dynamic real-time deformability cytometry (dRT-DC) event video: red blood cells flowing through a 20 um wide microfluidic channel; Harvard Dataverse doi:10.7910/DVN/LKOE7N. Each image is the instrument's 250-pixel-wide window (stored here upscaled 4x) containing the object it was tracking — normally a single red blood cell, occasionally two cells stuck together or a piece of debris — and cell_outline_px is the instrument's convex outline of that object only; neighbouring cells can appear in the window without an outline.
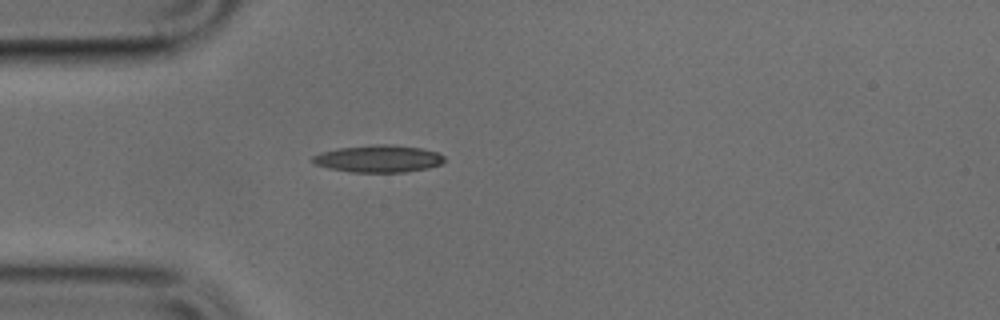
{"species": "common noctule bat (a hibernating species)", "species_latin": "Nyctalus noctula", "temperature_condition": "cold", "stored_images_in_passage": 16, "camera_frame_rate_fps": 3000, "um_per_image_px": 0.085, "animal": {"sex": "male", "body_mass_g": 17.9, "forearm_length_mm": 54.2}, "frame": {"image": 1, "passage_image": 1, "time_ms": 0.0, "image_size_px": [1000, 320], "cell_outline_px": [[444, 160], [440, 164], [428, 168], [404, 172], [352, 172], [328, 168], [316, 164], [312, 160], [312, 156], [336, 148], [376, 144], [392, 144], [420, 148], [436, 152], [444, 156]], "centroid_in_image_um": [32.17, 13.48], "position_along_channel_um": 52.8, "area_um2": 20.75}}
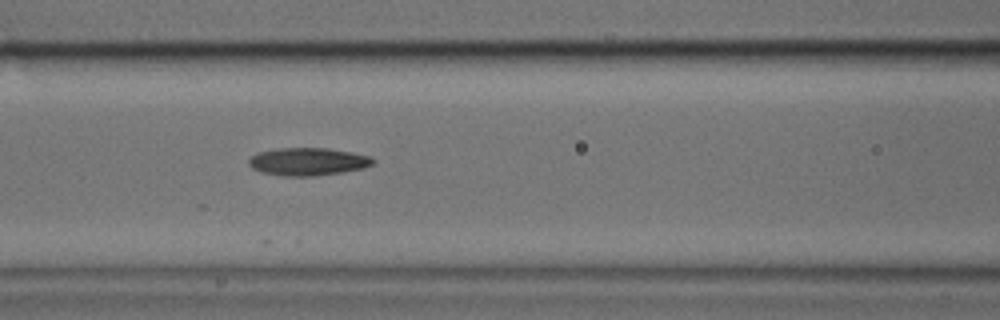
{"frame": {"image": 2, "passage_image": 8, "time_ms": 2.333, "image_size_px": [1000, 320], "cell_outline_px": [[376, 160], [372, 164], [364, 168], [316, 176], [280, 176], [260, 172], [252, 168], [248, 164], [248, 160], [252, 156], [260, 152], [280, 148], [328, 148], [352, 152], [372, 156]], "centroid_in_image_um": [26.18, 13.74], "position_along_channel_um": 140.4, "area_um2": 20.17}}